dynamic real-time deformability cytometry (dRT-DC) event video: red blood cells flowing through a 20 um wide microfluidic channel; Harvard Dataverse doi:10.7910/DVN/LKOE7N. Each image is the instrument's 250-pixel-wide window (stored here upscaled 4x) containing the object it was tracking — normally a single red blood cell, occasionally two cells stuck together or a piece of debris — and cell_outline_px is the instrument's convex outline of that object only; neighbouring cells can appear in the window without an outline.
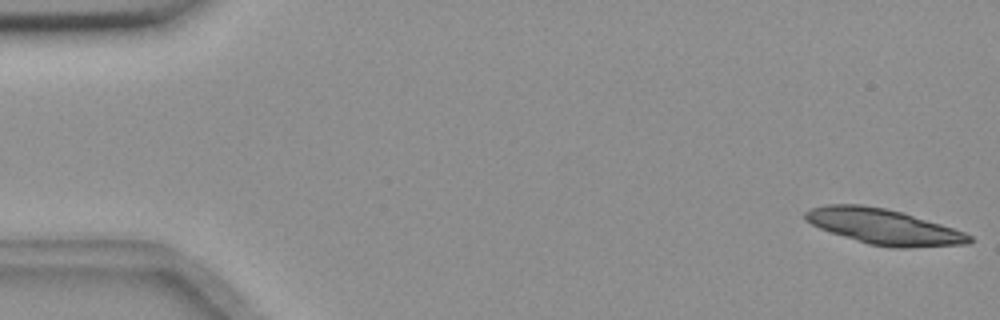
{"species": "common noctule bat (a hibernating species)", "species_latin": "Nyctalus noctula", "temperature_condition": "room temperature", "stored_images_in_passage": 30, "camera_frame_rate_fps": 3000, "um_per_image_px": 0.085, "animal": {"sex": "female", "body_mass_g": 18.4}, "frame": {"image": 1, "passage_image": 1, "time_ms": 0.0, "image_size_px": [1000, 320], "cell_outline_px": [[972, 240], [968, 244], [912, 248], [892, 248], [868, 244], [820, 228], [804, 220], [804, 212], [812, 208], [828, 204], [860, 204], [884, 208], [900, 212], [940, 224], [964, 232], [972, 236]], "centroid_in_image_um": [75.11, 19.28], "position_along_channel_um": 9.9, "area_um2": 33.58}}
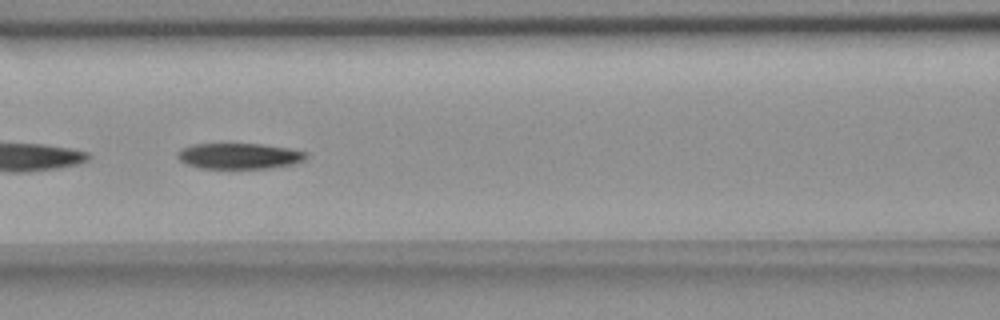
{"frame": {"image": 2, "passage_image": 24, "time_ms": 7.667, "image_size_px": [1000, 320], "cell_outline_px": [[308, 156], [304, 160], [296, 164], [272, 168], [200, 168], [188, 164], [180, 160], [176, 156], [176, 152], [180, 148], [192, 144], [264, 144], [288, 148], [308, 152]], "centroid_in_image_um": [20.36, 13.26], "position_along_channel_um": 146.2, "area_um2": 19.54}}